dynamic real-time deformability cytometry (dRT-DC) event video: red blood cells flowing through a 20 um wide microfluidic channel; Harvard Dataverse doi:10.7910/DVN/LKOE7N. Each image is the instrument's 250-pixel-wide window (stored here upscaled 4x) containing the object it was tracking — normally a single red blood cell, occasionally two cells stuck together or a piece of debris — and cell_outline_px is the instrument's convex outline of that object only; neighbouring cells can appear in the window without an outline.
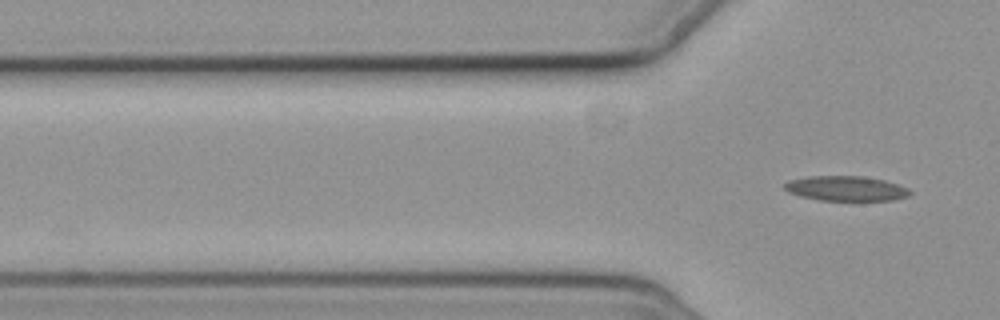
{"species": "common noctule bat (a hibernating species)", "species_latin": "Nyctalus noctula", "temperature_condition": "cold", "stored_images_in_passage": 2, "camera_frame_rate_fps": 3000, "um_per_image_px": 0.085, "animal": {"sex": "female", "body_mass_g": 19.3, "forearm_length_mm": 54.1}, "frame": {"image": 1, "passage_image": 2, "time_ms": 2.0, "image_size_px": [1000, 320], "cell_outline_px": [[912, 192], [908, 196], [892, 200], [820, 200], [800, 196], [788, 192], [784, 188], [784, 184], [788, 180], [808, 176], [864, 176], [884, 180], [908, 188]], "centroid_in_image_um": [71.88, 16.01], "position_along_channel_um": 53.9, "area_um2": 18.15}}